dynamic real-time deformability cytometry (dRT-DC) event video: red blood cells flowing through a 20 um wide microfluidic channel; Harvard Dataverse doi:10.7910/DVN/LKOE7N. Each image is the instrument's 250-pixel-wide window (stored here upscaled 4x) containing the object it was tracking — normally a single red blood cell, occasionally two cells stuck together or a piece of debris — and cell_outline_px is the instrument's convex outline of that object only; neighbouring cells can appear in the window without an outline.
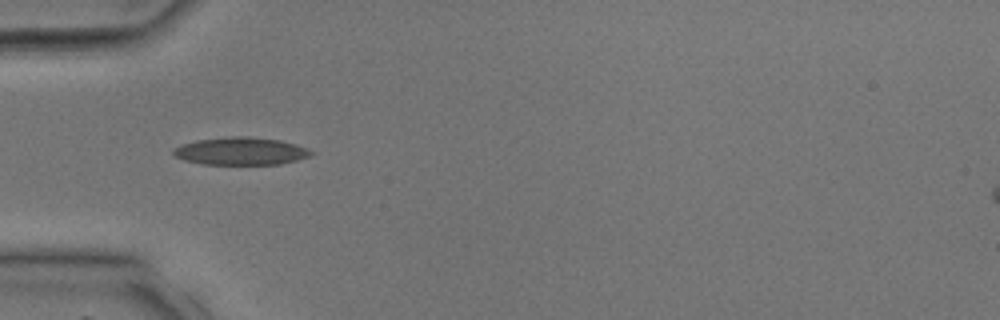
{"species": "common noctule bat (a hibernating species)", "species_latin": "Nyctalus noctula", "temperature_condition": "room temperature", "stored_images_in_passage": 24, "camera_frame_rate_fps": 3000, "um_per_image_px": 0.085, "animal": {"sex": "male", "body_mass_g": 17.9, "forearm_length_mm": 54.2}, "frame": {"image": 1, "passage_image": 1, "time_ms": 0.0, "image_size_px": [1000, 320], "cell_outline_px": [[316, 152], [312, 156], [280, 164], [204, 164], [184, 160], [176, 156], [172, 152], [176, 148], [184, 144], [196, 140], [232, 136], [240, 136], [280, 140], [296, 144], [308, 148]], "centroid_in_image_um": [20.54, 12.85], "position_along_channel_um": 64.5, "area_um2": 22.02}}
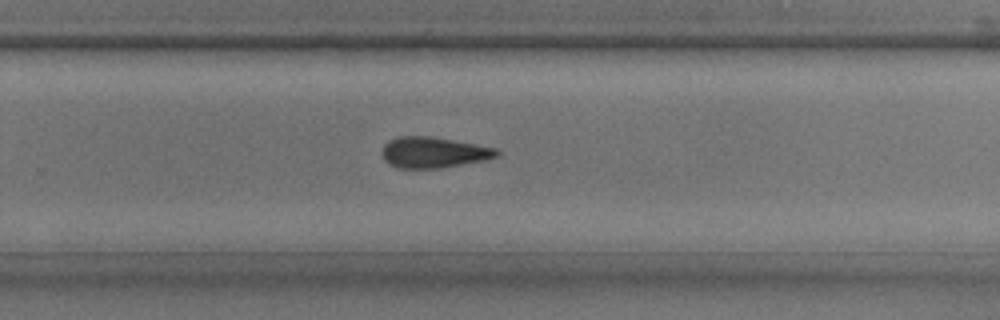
{"frame": {"image": 2, "passage_image": 14, "time_ms": 4.333, "image_size_px": [1000, 320], "cell_outline_px": [[500, 156], [484, 160], [436, 168], [396, 168], [388, 164], [384, 160], [380, 152], [384, 144], [388, 140], [396, 136], [432, 136], [496, 148], [500, 152]], "centroid_in_image_um": [36.79, 12.94], "position_along_channel_um": 293.0, "area_um2": 20.75}}
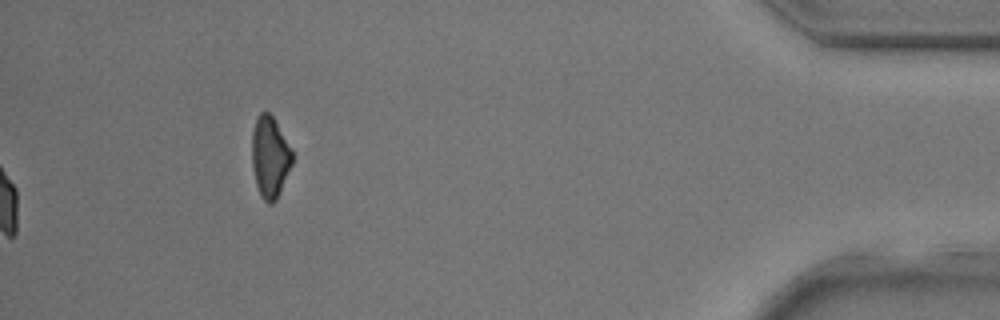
{"frame": {"image": 3, "passage_image": 24, "time_ms": 7.667, "image_size_px": [1000, 320], "cell_outline_px": [[292, 164], [276, 200], [272, 204], [268, 204], [260, 196], [256, 184], [252, 168], [252, 132], [256, 120], [260, 112], [268, 112], [272, 116], [292, 152]], "centroid_in_image_um": [22.92, 13.39], "position_along_channel_um": 412.3, "area_um2": 18.79}}